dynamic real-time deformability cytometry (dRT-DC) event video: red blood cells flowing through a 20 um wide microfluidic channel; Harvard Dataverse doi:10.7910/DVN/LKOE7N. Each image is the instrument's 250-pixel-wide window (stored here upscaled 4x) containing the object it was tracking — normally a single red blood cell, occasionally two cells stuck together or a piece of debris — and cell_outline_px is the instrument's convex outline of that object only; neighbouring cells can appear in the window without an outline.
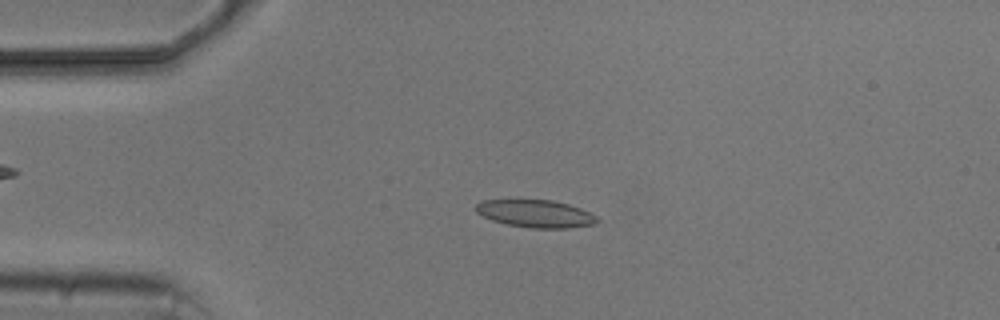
{"species": "common noctule bat (a hibernating species)", "species_latin": "Nyctalus noctula", "temperature_condition": "cold", "stored_images_in_passage": 4, "camera_frame_rate_fps": 3000, "um_per_image_px": 0.085, "animal": {"sex": "male", "body_mass_g": 20.5, "forearm_length_mm": 52.5}, "frame": {"image": 1, "passage_image": 3, "time_ms": 2.333, "image_size_px": [1000, 320], "cell_outline_px": [[600, 220], [596, 224], [568, 228], [532, 228], [508, 224], [492, 220], [476, 212], [476, 204], [480, 200], [552, 200], [568, 204], [580, 208], [596, 216]], "centroid_in_image_um": [45.54, 18.16], "position_along_channel_um": 39.5, "area_um2": 19.36}}